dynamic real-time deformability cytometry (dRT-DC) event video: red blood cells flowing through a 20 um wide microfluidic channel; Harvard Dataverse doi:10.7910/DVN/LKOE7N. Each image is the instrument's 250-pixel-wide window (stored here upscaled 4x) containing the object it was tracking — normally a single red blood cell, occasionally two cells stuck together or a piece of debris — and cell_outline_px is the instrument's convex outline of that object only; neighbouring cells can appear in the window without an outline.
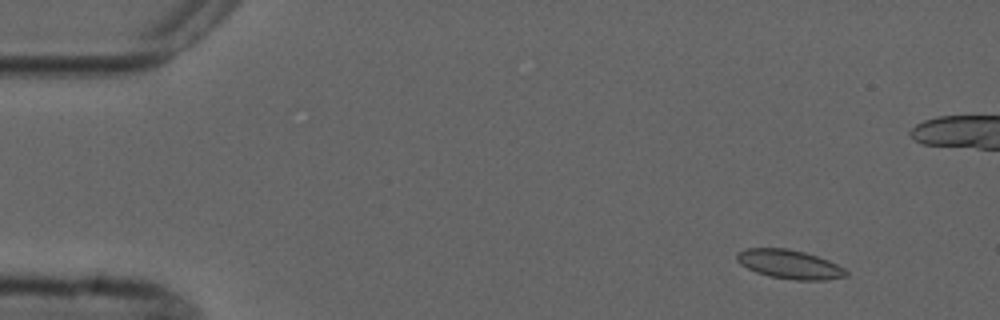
{"species": "common noctule bat (a hibernating species)", "species_latin": "Nyctalus noctula", "temperature_condition": "cold", "stored_images_in_passage": 10, "segment_of_instrument_passage": [1, 2], "camera_frame_rate_fps": 3000, "um_per_image_px": 0.085, "animal": {"sex": "male", "forearm_length_mm": 52.5}, "frame": {"image": 1, "passage_image": 2, "time_ms": 1.0, "image_size_px": [1000, 320], "cell_outline_px": [[848, 276], [824, 280], [796, 280], [768, 276], [756, 272], [740, 264], [736, 260], [736, 252], [748, 248], [788, 248], [804, 252], [828, 260], [844, 268], [848, 272]], "centroid_in_image_um": [67.09, 22.46], "position_along_channel_um": 17.9, "area_um2": 18.44}}
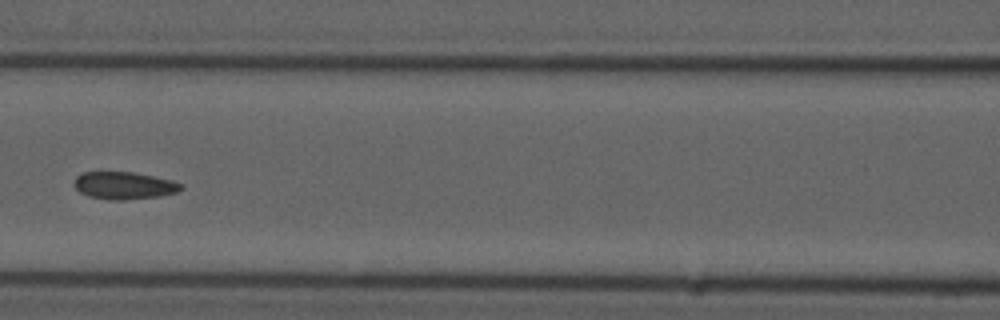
{"frame": {"image": 2, "passage_image": 6, "time_ms": 7.333, "image_size_px": [1000, 320], "cell_outline_px": [[184, 188], [176, 192], [160, 196], [124, 200], [108, 200], [88, 196], [80, 192], [76, 188], [76, 176], [84, 172], [132, 172], [172, 180], [184, 184]], "centroid_in_image_um": [10.58, 15.77], "position_along_channel_um": 156.0, "area_um2": 16.99}}
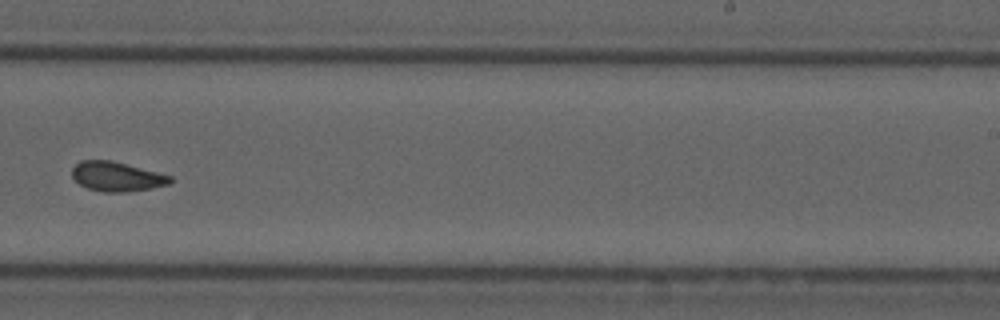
{"frame": {"image": 3, "passage_image": 9, "time_ms": 10.667, "image_size_px": [1000, 320], "cell_outline_px": [[172, 180], [168, 184], [152, 188], [128, 192], [104, 192], [88, 188], [80, 184], [72, 176], [72, 168], [80, 160], [108, 160], [172, 176]], "centroid_in_image_um": [9.9, 15.01], "position_along_channel_um": 279.1, "area_um2": 16.59}}